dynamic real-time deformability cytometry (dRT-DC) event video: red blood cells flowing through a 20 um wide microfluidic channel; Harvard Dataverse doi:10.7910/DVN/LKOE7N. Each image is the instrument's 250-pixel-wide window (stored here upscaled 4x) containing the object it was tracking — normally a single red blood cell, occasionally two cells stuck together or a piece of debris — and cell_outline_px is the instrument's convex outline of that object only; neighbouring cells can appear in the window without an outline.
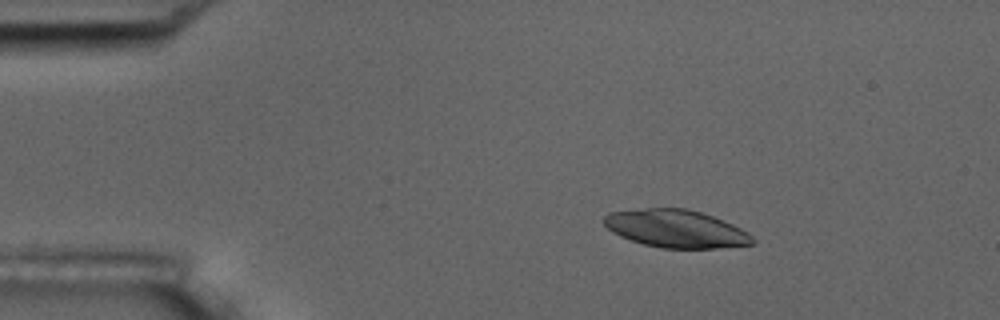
{"species": "common noctule bat (a hibernating species)", "species_latin": "Nyctalus noctula", "temperature_condition": "room temperature", "stored_images_in_passage": 4, "camera_frame_rate_fps": 3000, "um_per_image_px": 0.085, "animal": {"sex": "male", "body_mass_g": 17.5, "forearm_length_mm": 52.3}, "frame": {"image": 1, "passage_image": 2, "time_ms": 1.0, "image_size_px": [1000, 320], "cell_outline_px": [[756, 240], [752, 244], [716, 248], [660, 248], [644, 244], [620, 236], [612, 232], [604, 224], [604, 216], [608, 212], [648, 208], [684, 208], [700, 212], [712, 216], [732, 224], [748, 232]], "centroid_in_image_um": [57.45, 19.44], "position_along_channel_um": 27.6, "area_um2": 32.48}}